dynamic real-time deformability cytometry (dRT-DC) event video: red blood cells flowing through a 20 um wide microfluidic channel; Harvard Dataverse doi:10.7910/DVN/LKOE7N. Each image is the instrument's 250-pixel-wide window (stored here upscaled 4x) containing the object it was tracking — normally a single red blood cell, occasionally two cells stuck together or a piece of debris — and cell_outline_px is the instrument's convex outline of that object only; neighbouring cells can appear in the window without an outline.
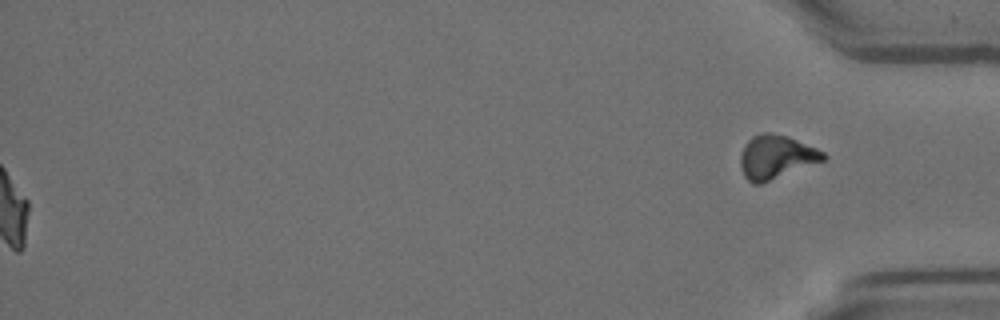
{"species": "Egyptian fruit bat (a non-hibernating species)", "species_latin": "Rousettus aegyptiacus", "temperature_condition": "room temperature", "stored_images_in_passage": 46, "segment_of_instrument_passage": [2, 2], "camera_frame_rate_fps": 3000, "um_per_image_px": 0.085, "animal": {"sex": "female"}, "frame": {"image": 1, "passage_image": 46, "time_ms": 15.0, "image_size_px": [1000, 320], "cell_outline_px": [[828, 156], [824, 160], [760, 184], [752, 184], [744, 176], [740, 168], [740, 156], [744, 144], [752, 136], [764, 132], [772, 132], [788, 136], [816, 148], [824, 152]], "centroid_in_image_um": [65.94, 13.33], "position_along_channel_um": 369.3, "area_um2": 21.1}}